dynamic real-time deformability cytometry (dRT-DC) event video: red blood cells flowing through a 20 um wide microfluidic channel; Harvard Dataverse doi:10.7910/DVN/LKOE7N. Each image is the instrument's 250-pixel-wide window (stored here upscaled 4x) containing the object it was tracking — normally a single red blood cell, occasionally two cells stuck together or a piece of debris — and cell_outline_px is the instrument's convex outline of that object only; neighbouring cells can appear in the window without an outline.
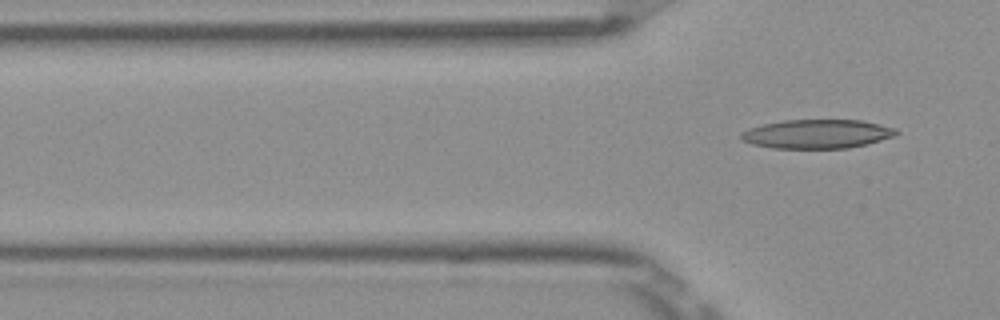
{"species": "Egyptian fruit bat (a non-hibernating species)", "species_latin": "Rousettus aegyptiacus", "temperature_condition": "room temperature", "stored_images_in_passage": 4, "camera_frame_rate_fps": 3000, "um_per_image_px": 0.085, "frame": {"image": 1, "passage_image": 4, "time_ms": 1.0, "image_size_px": [1000, 320], "cell_outline_px": [[900, 132], [896, 136], [868, 144], [848, 148], [772, 148], [752, 144], [744, 140], [740, 136], [740, 132], [748, 128], [764, 124], [784, 120], [860, 120], [896, 128]], "centroid_in_image_um": [69.48, 11.39], "position_along_channel_um": 56.3, "area_um2": 26.24}}